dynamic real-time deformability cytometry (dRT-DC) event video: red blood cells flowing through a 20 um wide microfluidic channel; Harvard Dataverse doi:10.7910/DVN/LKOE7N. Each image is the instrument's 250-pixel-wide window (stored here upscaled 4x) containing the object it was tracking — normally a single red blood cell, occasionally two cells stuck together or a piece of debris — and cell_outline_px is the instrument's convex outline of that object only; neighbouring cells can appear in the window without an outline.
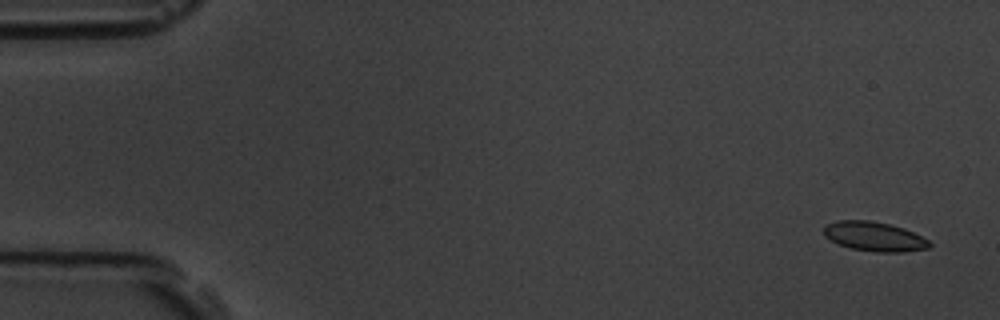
{"species": "common noctule bat (a hibernating species)", "species_latin": "Nyctalus noctula", "temperature_condition": "room temperature", "stored_images_in_passage": 4, "camera_frame_rate_fps": 3000, "um_per_image_px": 0.085, "animal": {"sex": "male", "body_mass_g": 19.5, "forearm_length_mm": 54.6}, "frame": {"image": 1, "passage_image": 1, "time_ms": 0.0, "image_size_px": [1000, 320], "cell_outline_px": [[932, 244], [928, 248], [904, 252], [876, 252], [852, 248], [840, 244], [824, 236], [824, 224], [836, 220], [868, 220], [888, 224], [904, 228], [928, 240]], "centroid_in_image_um": [74.3, 20.09], "position_along_channel_um": 10.7, "area_um2": 17.98}}